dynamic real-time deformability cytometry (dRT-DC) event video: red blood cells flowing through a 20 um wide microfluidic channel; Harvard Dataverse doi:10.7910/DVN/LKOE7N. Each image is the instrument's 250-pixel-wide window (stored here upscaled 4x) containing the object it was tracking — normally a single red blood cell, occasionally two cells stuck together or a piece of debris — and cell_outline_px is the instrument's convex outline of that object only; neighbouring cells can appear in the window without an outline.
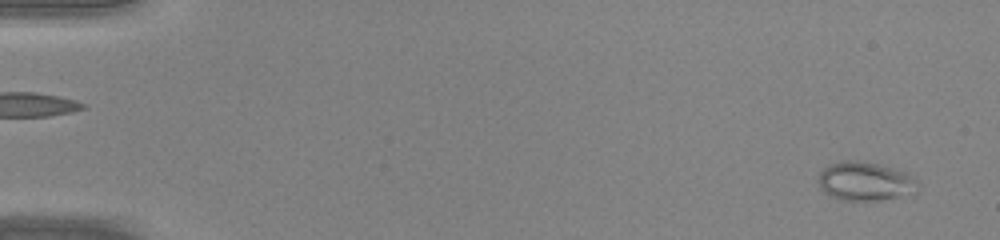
{"species": "common noctule bat (a hibernating species)", "species_latin": "Nyctalus noctula", "temperature_condition": "warm", "stored_images_in_passage": 45, "camera_frame_rate_fps": 3000, "um_per_image_px": 0.085, "animal": {"sex": "male", "body_mass_g": 20.0, "forearm_length_mm": 53.3}, "frame": {"image": 1, "passage_image": 2, "time_ms": 0.333, "image_size_px": [1000, 240], "cell_outline_px": [[920, 184], [916, 192], [880, 200], [844, 200], [832, 196], [824, 192], [820, 188], [816, 180], [820, 172], [824, 168], [840, 160], [856, 160], [876, 164], [892, 168], [904, 172], [912, 176]], "centroid_in_image_um": [73.51, 15.41], "position_along_channel_um": 11.5, "area_um2": 22.37}}
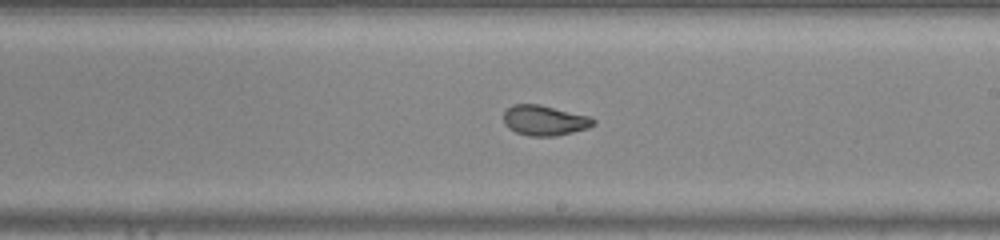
{"frame": {"image": 2, "passage_image": 27, "time_ms": 8.667, "image_size_px": [1000, 240], "cell_outline_px": [[596, 124], [588, 128], [556, 136], [528, 136], [516, 132], [508, 128], [504, 124], [504, 112], [512, 104], [540, 104], [592, 116], [596, 120]], "centroid_in_image_um": [46.32, 10.23], "position_along_channel_um": 242.7, "area_um2": 16.07}}
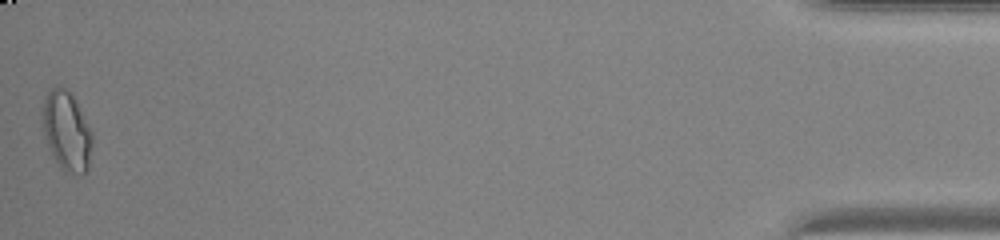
{"frame": {"image": 3, "passage_image": 45, "time_ms": 14.667, "image_size_px": [1000, 240], "cell_outline_px": [[92, 144], [88, 168], [84, 172], [64, 172], [60, 168], [48, 148], [44, 136], [40, 120], [44, 100], [48, 92], [52, 88], [68, 88], [92, 132]], "centroid_in_image_um": [5.63, 11.14], "position_along_channel_um": 429.6, "area_um2": 22.89}}